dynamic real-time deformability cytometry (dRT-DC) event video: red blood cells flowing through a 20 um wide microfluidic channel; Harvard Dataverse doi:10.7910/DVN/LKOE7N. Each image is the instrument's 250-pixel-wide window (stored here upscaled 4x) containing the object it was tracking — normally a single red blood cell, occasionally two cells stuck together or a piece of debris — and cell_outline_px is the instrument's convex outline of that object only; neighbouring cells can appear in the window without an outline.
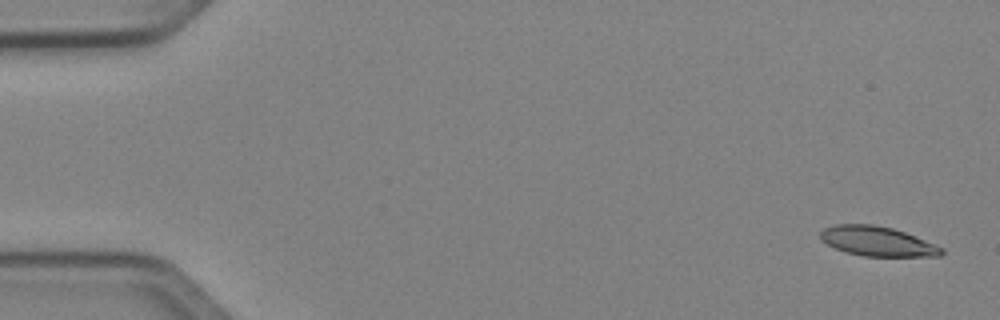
{"species": "Egyptian fruit bat (a non-hibernating species)", "species_latin": "Rousettus aegyptiacus", "temperature_condition": "cold", "stored_images_in_passage": 51, "camera_frame_rate_fps": 3000, "um_per_image_px": 0.085, "animal": {"sex": "female"}, "frame": {"image": 1, "passage_image": 2, "time_ms": 0.333, "image_size_px": [1000, 320], "cell_outline_px": [[944, 252], [940, 256], [864, 256], [844, 252], [820, 240], [820, 232], [824, 228], [832, 224], [872, 224], [892, 228], [904, 232], [944, 248]], "centroid_in_image_um": [74.54, 20.5], "position_along_channel_um": 10.5, "area_um2": 20.87}}
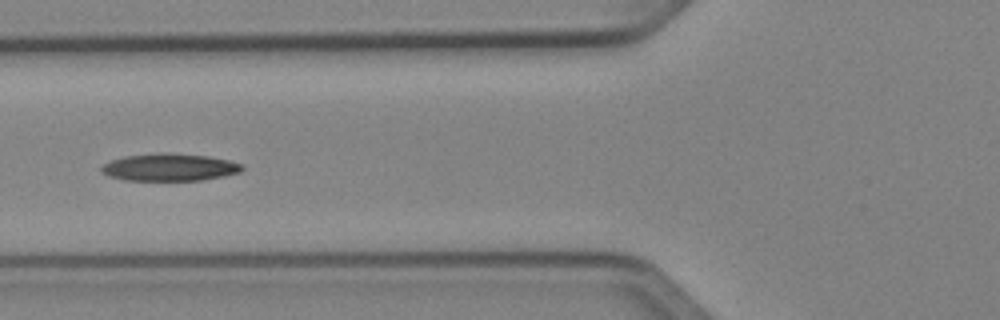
{"frame": {"image": 2, "passage_image": 20, "time_ms": 6.333, "image_size_px": [1000, 320], "cell_outline_px": [[244, 168], [240, 172], [224, 176], [204, 180], [124, 180], [108, 176], [100, 172], [100, 168], [104, 164], [112, 160], [124, 156], [208, 156], [228, 160], [240, 164]], "centroid_in_image_um": [14.41, 14.28], "position_along_channel_um": 111.4, "area_um2": 21.21}}
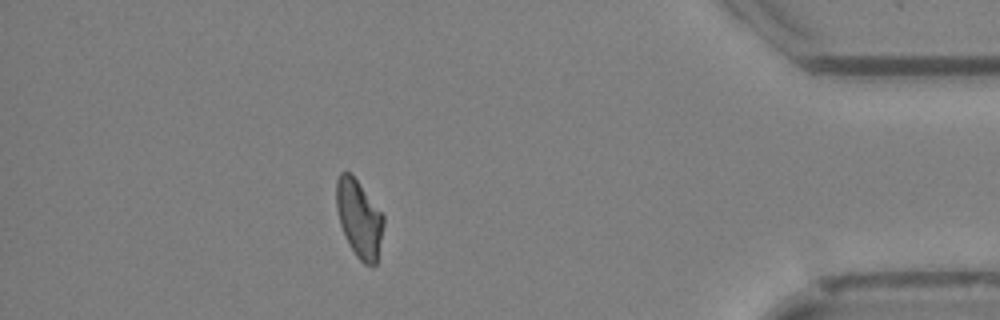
{"frame": {"image": 3, "passage_image": 45, "time_ms": 14.667, "image_size_px": [1000, 320], "cell_outline_px": [[384, 224], [376, 264], [364, 264], [356, 256], [348, 244], [340, 224], [336, 208], [336, 180], [340, 172], [348, 172], [356, 180], [384, 216]], "centroid_in_image_um": [30.5, 18.59], "position_along_channel_um": 404.7, "area_um2": 20.98}, "authors_computed_cell_mechanics": {"area_um2": 21.6172, "velocity_mm_per_s": 4.0416, "shape_relaxation_time_tau1_ms": 10.5376, "shape_relaxation_time_tau2_ms": null, "deformation_change_tau1": 0.2276, "deformation_change_tau2": null}}